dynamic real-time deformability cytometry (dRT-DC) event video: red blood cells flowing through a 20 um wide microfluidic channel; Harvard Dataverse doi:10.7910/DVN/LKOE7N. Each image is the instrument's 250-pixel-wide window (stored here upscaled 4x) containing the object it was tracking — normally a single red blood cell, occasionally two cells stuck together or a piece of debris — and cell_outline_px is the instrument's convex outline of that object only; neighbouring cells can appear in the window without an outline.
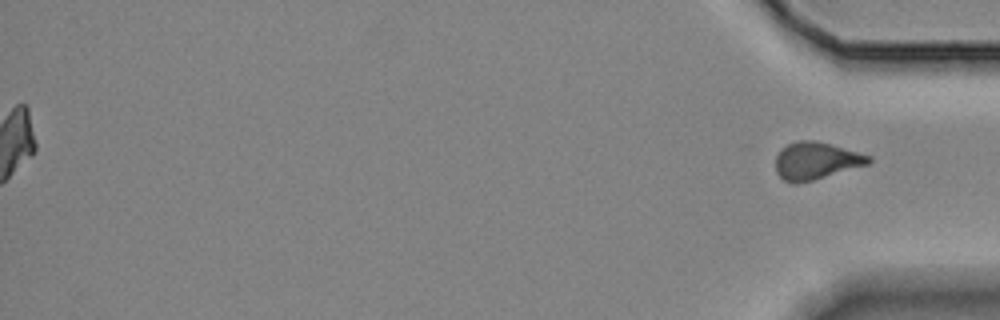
{"species": "Egyptian fruit bat (a non-hibernating species)", "species_latin": "Rousettus aegyptiacus", "temperature_condition": "room temperature", "stored_images_in_passage": 41, "segment_of_instrument_passage": [2, 2], "camera_frame_rate_fps": 3000, "um_per_image_px": 0.085, "animal": {"sex": "female"}, "frame": {"image": 1, "passage_image": 41, "time_ms": 13.333, "image_size_px": [1000, 320], "cell_outline_px": [[872, 160], [868, 164], [812, 180], [796, 184], [792, 184], [784, 180], [776, 172], [776, 156], [780, 148], [796, 140], [816, 140], [872, 156]], "centroid_in_image_um": [69.33, 13.65], "position_along_channel_um": 365.9, "area_um2": 20.17}}